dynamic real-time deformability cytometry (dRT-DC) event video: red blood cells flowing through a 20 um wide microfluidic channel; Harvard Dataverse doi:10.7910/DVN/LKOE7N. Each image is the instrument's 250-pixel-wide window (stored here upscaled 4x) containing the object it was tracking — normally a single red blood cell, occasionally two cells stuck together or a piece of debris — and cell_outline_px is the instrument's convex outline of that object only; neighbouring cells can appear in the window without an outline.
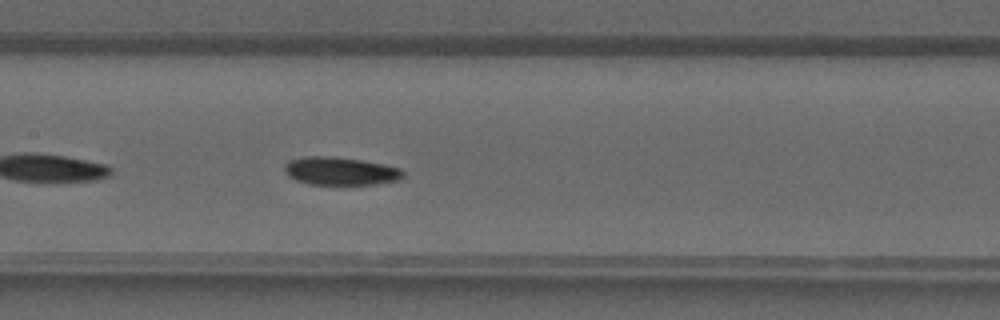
{"species": "common noctule bat (a hibernating species)", "species_latin": "Nyctalus noctula", "temperature_condition": "warm", "stored_images_in_passage": 41, "camera_frame_rate_fps": 3000, "um_per_image_px": 0.085, "animal": {"sex": "male", "forearm_length_mm": 52.5}, "frame": {"image": 1, "passage_image": 20, "time_ms": 6.333, "image_size_px": [1000, 320], "cell_outline_px": [[404, 176], [400, 180], [376, 184], [308, 184], [296, 180], [288, 176], [284, 172], [284, 164], [288, 160], [304, 156], [328, 156], [360, 160], [384, 164], [400, 168], [404, 172]], "centroid_in_image_um": [28.91, 14.54], "position_along_channel_um": 178.5, "area_um2": 19.48}}
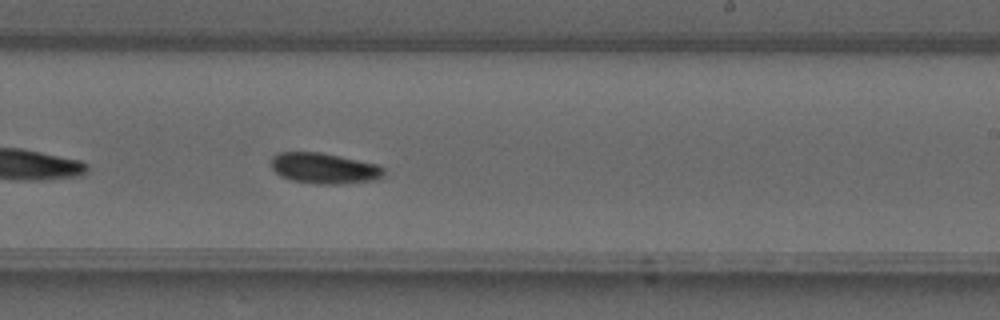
{"frame": {"image": 2, "passage_image": 25, "time_ms": 8.0, "image_size_px": [1000, 320], "cell_outline_px": [[384, 176], [380, 180], [340, 184], [316, 184], [288, 180], [280, 176], [272, 168], [272, 156], [276, 152], [320, 152], [340, 156], [376, 164], [384, 168]], "centroid_in_image_um": [27.56, 14.32], "position_along_channel_um": 261.4, "area_um2": 20.46}}
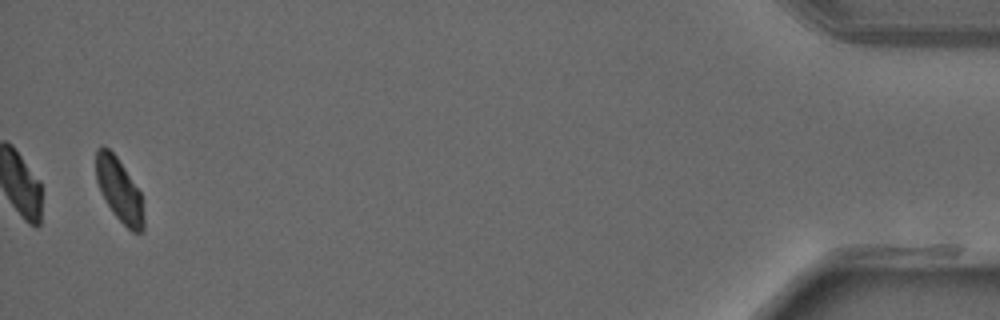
{"frame": {"image": 3, "passage_image": 40, "time_ms": 13.0, "image_size_px": [1000, 320], "cell_outline_px": [[144, 232], [132, 232], [112, 212], [100, 192], [96, 180], [96, 148], [104, 144], [116, 156], [140, 192], [144, 216]], "centroid_in_image_um": [10.12, 16.15], "position_along_channel_um": 425.1, "area_um2": 17.57}}